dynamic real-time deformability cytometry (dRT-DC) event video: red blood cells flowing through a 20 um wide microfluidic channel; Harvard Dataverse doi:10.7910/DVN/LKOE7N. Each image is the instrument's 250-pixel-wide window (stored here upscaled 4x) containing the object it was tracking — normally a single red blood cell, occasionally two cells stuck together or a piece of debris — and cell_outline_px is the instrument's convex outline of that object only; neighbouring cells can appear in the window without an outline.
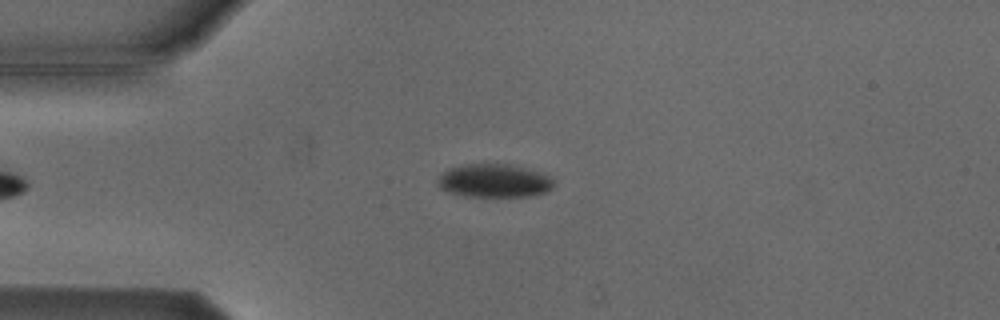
{"species": "Egyptian fruit bat (a non-hibernating species)", "species_latin": "Rousettus aegyptiacus", "temperature_condition": "cold", "stored_images_in_passage": 8, "camera_frame_rate_fps": 3000, "um_per_image_px": 0.085, "animal": {"sex": "male"}, "frame": {"image": 1, "passage_image": 3, "time_ms": 2.333, "image_size_px": [1000, 320], "cell_outline_px": [[552, 188], [544, 192], [532, 196], [464, 196], [440, 188], [436, 184], [436, 180], [448, 168], [464, 164], [508, 164], [536, 172], [548, 176], [552, 180]], "centroid_in_image_um": [41.94, 15.36], "position_along_channel_um": 43.1, "area_um2": 22.14}}
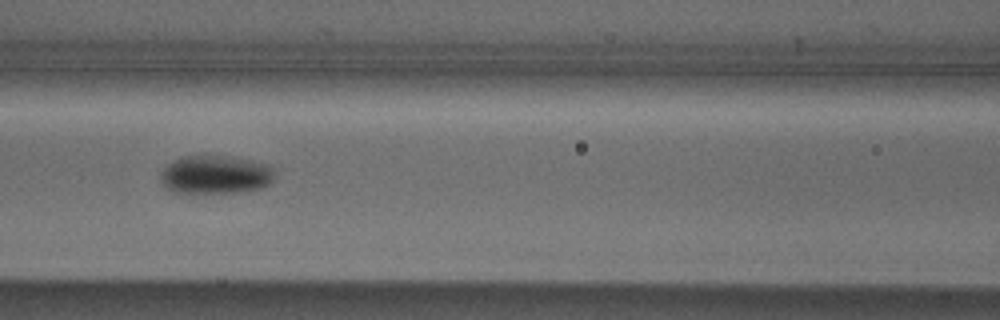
{"frame": {"image": 2, "passage_image": 6, "time_ms": 5.667, "image_size_px": [1000, 320], "cell_outline_px": [[272, 180], [268, 184], [260, 188], [240, 192], [176, 192], [164, 188], [160, 184], [160, 172], [172, 160], [180, 156], [208, 152], [252, 160], [268, 164], [272, 168]], "centroid_in_image_um": [18.23, 14.79], "position_along_channel_um": 148.4, "area_um2": 26.3}}
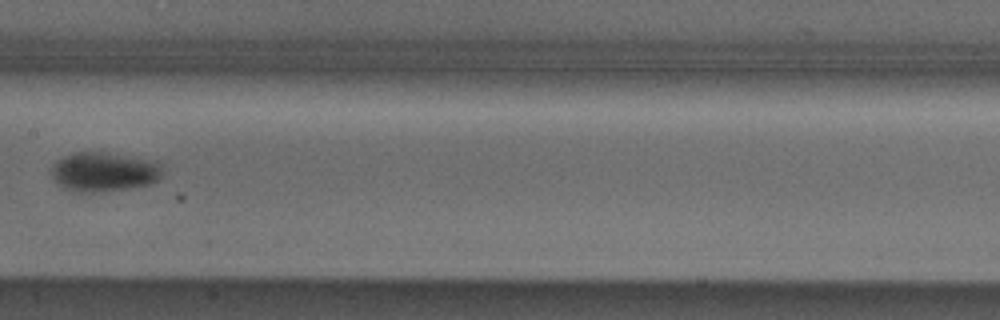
{"frame": {"image": 3, "passage_image": 7, "time_ms": 7.0, "image_size_px": [1000, 320], "cell_outline_px": [[160, 176], [152, 184], [128, 188], [96, 192], [76, 192], [64, 188], [52, 180], [52, 164], [56, 160], [72, 152], [100, 152], [156, 160], [160, 164]], "centroid_in_image_um": [8.79, 14.6], "position_along_channel_um": 198.6, "area_um2": 25.49}}